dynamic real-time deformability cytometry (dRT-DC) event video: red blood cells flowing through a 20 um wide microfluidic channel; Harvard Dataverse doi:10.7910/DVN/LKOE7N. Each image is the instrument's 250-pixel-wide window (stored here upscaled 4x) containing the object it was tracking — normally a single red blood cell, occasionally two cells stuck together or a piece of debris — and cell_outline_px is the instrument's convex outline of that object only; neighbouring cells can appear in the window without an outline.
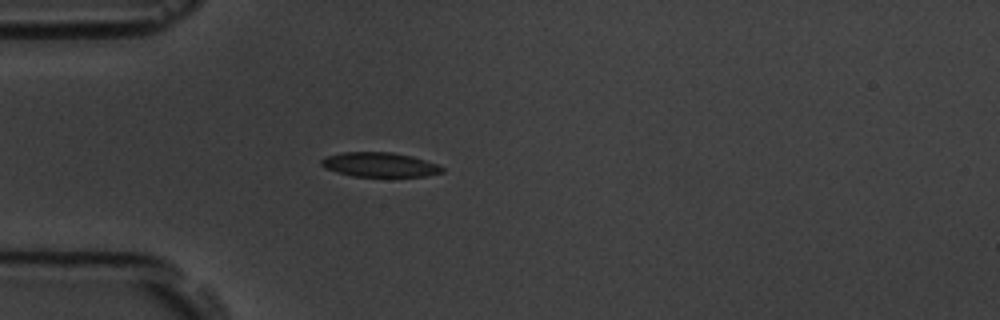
{"species": "common noctule bat (a hibernating species)", "species_latin": "Nyctalus noctula", "temperature_condition": "room temperature", "stored_images_in_passage": 4, "camera_frame_rate_fps": 3000, "um_per_image_px": 0.085, "animal": {"sex": "male", "body_mass_g": 19.5, "forearm_length_mm": 54.6}, "frame": {"image": 1, "passage_image": 2, "time_ms": 1.333, "image_size_px": [1000, 320], "cell_outline_px": [[444, 172], [428, 176], [352, 176], [336, 172], [324, 168], [320, 164], [320, 160], [324, 156], [340, 152], [392, 152], [412, 156], [440, 164], [444, 168]], "centroid_in_image_um": [32.26, 13.99], "position_along_channel_um": 52.7, "area_um2": 17.51}}
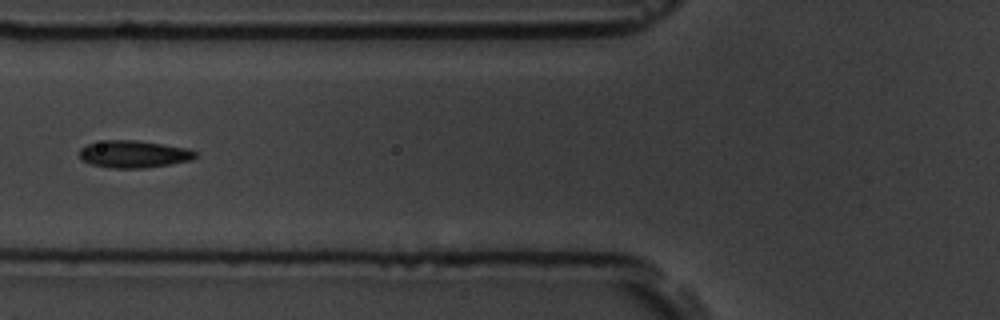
{"frame": {"image": 2, "passage_image": 4, "time_ms": 3.333, "image_size_px": [1000, 320], "cell_outline_px": [[196, 156], [192, 160], [172, 164], [144, 168], [108, 168], [92, 164], [80, 160], [80, 148], [88, 144], [104, 140], [136, 140], [164, 144], [188, 148], [196, 152]], "centroid_in_image_um": [11.37, 13.1], "position_along_channel_um": 114.4, "area_um2": 18.55}}